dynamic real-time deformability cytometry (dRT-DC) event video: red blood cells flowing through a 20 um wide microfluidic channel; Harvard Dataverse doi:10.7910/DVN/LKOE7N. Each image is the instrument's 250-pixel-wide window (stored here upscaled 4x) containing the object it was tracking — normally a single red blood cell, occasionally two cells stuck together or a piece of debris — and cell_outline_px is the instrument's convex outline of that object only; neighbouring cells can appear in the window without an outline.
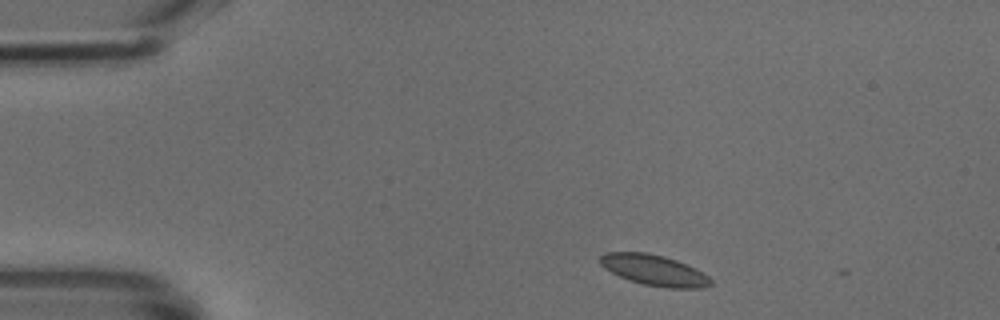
{"species": "common noctule bat (a hibernating species)", "species_latin": "Nyctalus noctula", "temperature_condition": "cold", "stored_images_in_passage": 6, "camera_frame_rate_fps": 3000, "um_per_image_px": 0.085, "animal": {"sex": "male", "body_mass_g": 18.8}, "frame": {"image": 1, "passage_image": 1, "time_ms": 0.0, "image_size_px": [1000, 320], "cell_outline_px": [[712, 284], [704, 288], [668, 288], [644, 284], [628, 280], [604, 268], [600, 264], [600, 256], [604, 252], [648, 252], [664, 256], [676, 260], [696, 268], [708, 276], [712, 280]], "centroid_in_image_um": [55.61, 22.96], "position_along_channel_um": 29.4, "area_um2": 19.88}}